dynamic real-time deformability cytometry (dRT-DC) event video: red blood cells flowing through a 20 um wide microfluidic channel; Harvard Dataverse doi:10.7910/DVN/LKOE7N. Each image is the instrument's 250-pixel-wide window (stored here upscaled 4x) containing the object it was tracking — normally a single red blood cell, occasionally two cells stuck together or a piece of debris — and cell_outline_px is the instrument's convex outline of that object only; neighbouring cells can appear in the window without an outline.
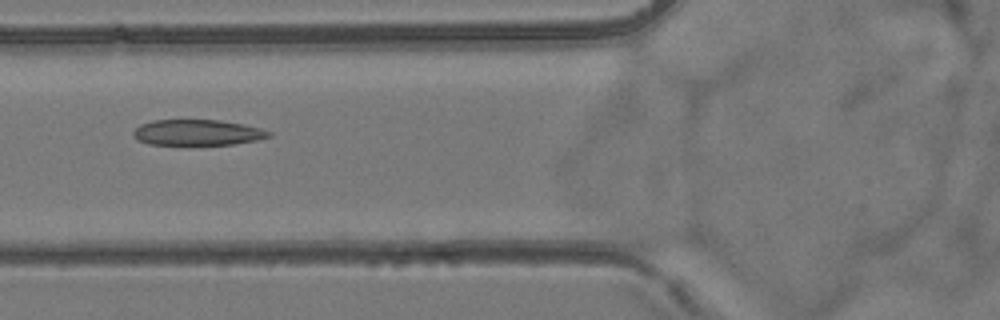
{"species": "common noctule bat (a hibernating species)", "species_latin": "Nyctalus noctula", "temperature_condition": "room temperature", "stored_images_in_passage": 3, "camera_frame_rate_fps": 3000, "um_per_image_px": 0.085, "animal": {"sex": "female", "body_mass_g": 24.6, "forearm_length_mm": 56.2}, "frame": {"image": 1, "passage_image": 2, "time_ms": 1.0, "image_size_px": [1000, 320], "cell_outline_px": [[272, 136], [256, 140], [232, 144], [188, 148], [148, 144], [136, 140], [132, 136], [132, 132], [140, 124], [152, 120], [220, 120], [244, 124], [260, 128], [272, 132]], "centroid_in_image_um": [16.72, 11.32], "position_along_channel_um": 109.1, "area_um2": 21.56}}
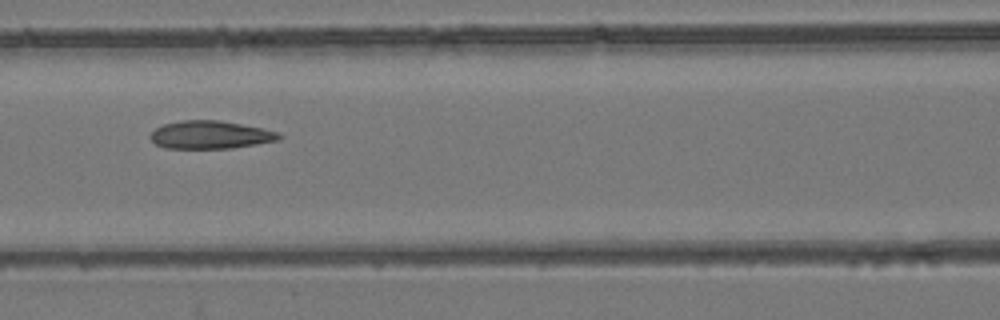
{"frame": {"image": 2, "passage_image": 3, "time_ms": 2.0, "image_size_px": [1000, 320], "cell_outline_px": [[284, 136], [280, 140], [232, 148], [164, 148], [156, 144], [148, 136], [156, 128], [164, 124], [184, 120], [220, 120], [260, 128], [276, 132]], "centroid_in_image_um": [17.87, 11.46], "position_along_channel_um": 148.7, "area_um2": 20.81}}